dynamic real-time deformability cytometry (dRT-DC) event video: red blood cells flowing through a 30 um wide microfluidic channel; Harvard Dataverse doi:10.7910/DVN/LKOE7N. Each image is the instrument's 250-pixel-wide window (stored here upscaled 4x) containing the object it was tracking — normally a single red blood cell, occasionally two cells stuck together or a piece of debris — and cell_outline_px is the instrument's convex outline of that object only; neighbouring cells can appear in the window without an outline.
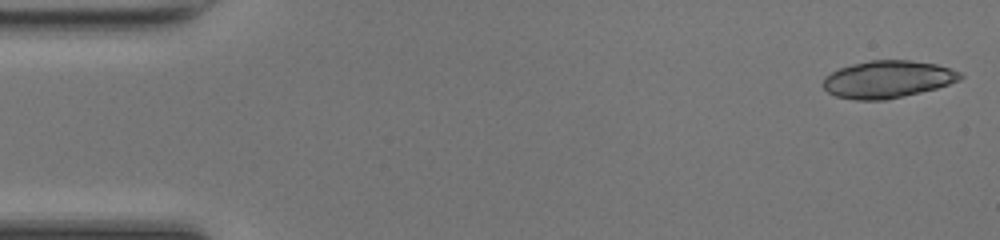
{"species": "common noctule bat (a hibernating species)", "species_latin": "Nyctalus noctula", "temperature_condition": "room temperature", "stored_images_in_passage": 47, "camera_frame_rate_fps": 3000, "um_per_image_px": 0.085, "animal": {"sex": "female", "body_mass_g": 17.0, "forearm_length_mm": 48.0}, "frame": {"image": 1, "passage_image": 1, "time_ms": 0.0, "image_size_px": [1000, 240], "cell_outline_px": [[964, 76], [960, 80], [936, 88], [920, 92], [884, 100], [856, 100], [836, 96], [828, 92], [820, 84], [824, 76], [840, 68], [852, 64], [872, 60], [908, 60], [936, 64], [960, 72]], "centroid_in_image_um": [75.41, 6.74], "position_along_channel_um": 9.6, "area_um2": 29.71}}
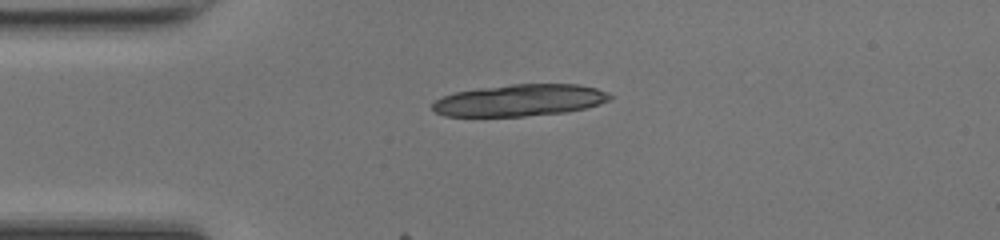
{"frame": {"image": 2, "passage_image": 11, "time_ms": 3.333, "image_size_px": [1000, 240], "cell_outline_px": [[612, 100], [600, 104], [584, 108], [564, 112], [524, 116], [444, 116], [436, 112], [432, 108], [432, 104], [436, 100], [444, 96], [456, 92], [480, 88], [512, 84], [580, 84], [596, 88], [608, 92], [612, 96]], "centroid_in_image_um": [44.22, 8.52], "position_along_channel_um": 40.8, "area_um2": 32.77}}